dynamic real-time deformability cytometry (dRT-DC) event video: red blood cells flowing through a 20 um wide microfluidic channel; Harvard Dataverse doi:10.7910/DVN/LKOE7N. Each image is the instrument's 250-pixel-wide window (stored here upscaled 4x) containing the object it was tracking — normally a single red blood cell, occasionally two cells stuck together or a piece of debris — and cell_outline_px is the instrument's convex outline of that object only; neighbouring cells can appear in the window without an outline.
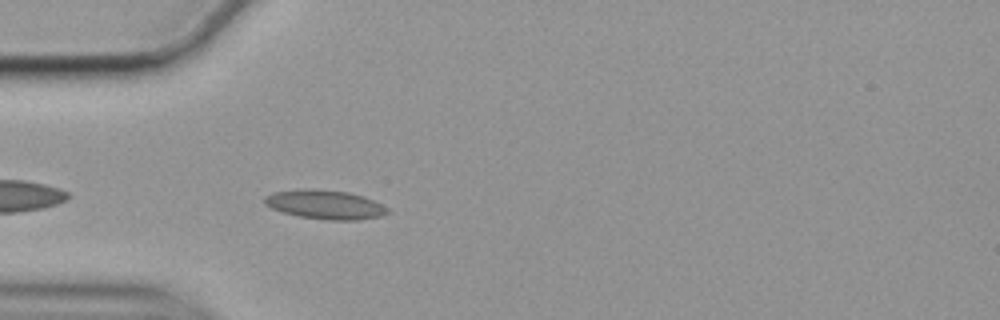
{"species": "common noctule bat (a hibernating species)", "species_latin": "Nyctalus noctula", "temperature_condition": "cold", "stored_images_in_passage": 43, "camera_frame_rate_fps": 3000, "um_per_image_px": 0.085, "animal": {"sex": "female", "body_mass_g": 19.9}, "frame": {"image": 1, "passage_image": 3, "time_ms": 0.667, "image_size_px": [1000, 320], "cell_outline_px": [[392, 212], [380, 216], [360, 220], [328, 220], [300, 216], [284, 212], [272, 208], [264, 204], [264, 200], [272, 192], [304, 188], [312, 188], [348, 192], [364, 196], [388, 208]], "centroid_in_image_um": [27.66, 17.38], "position_along_channel_um": 57.3, "area_um2": 20.81}}
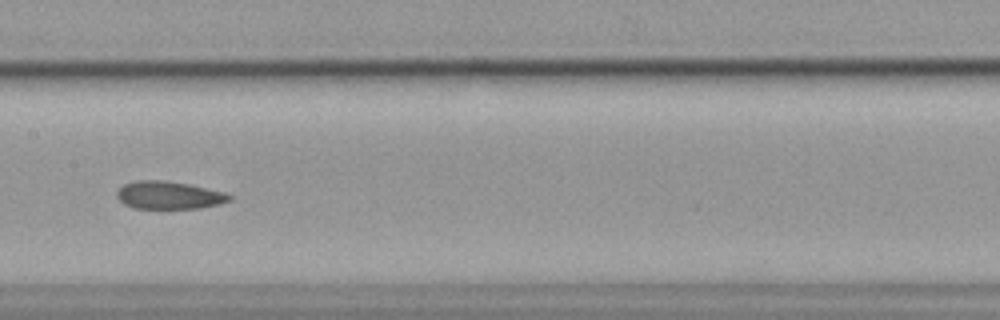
{"frame": {"image": 2, "passage_image": 15, "time_ms": 4.667, "image_size_px": [1000, 320], "cell_outline_px": [[232, 200], [220, 204], [200, 208], [132, 208], [124, 204], [116, 196], [116, 192], [124, 184], [136, 180], [160, 180], [188, 184], [224, 192], [232, 196]], "centroid_in_image_um": [14.35, 16.59], "position_along_channel_um": 193.0, "area_um2": 18.15}}
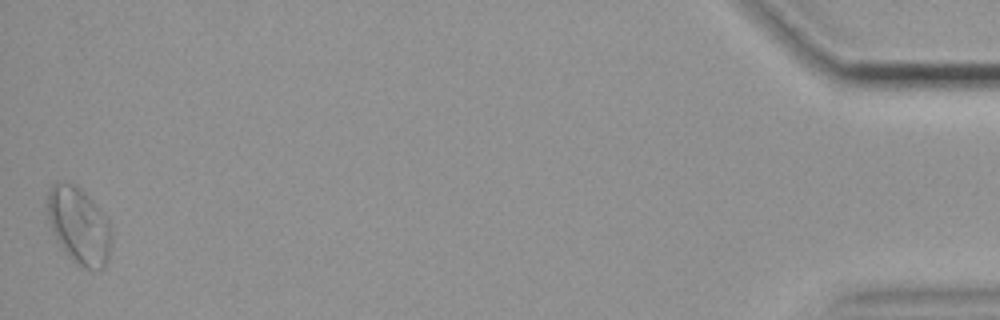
{"frame": {"image": 3, "passage_image": 43, "time_ms": 14.0, "image_size_px": [1000, 320], "cell_outline_px": [[112, 244], [108, 260], [104, 268], [80, 268], [64, 252], [56, 240], [48, 220], [48, 188], [56, 180], [60, 180], [76, 184], [92, 200], [108, 220], [112, 228]], "centroid_in_image_um": [6.72, 19.17], "position_along_channel_um": 428.5, "area_um2": 29.13}, "authors_computed_cell_mechanics": {"area_um2": 19.4208, "velocity_mm_per_s": 3.5043, "shape_relaxation_time_tau1_ms": null, "shape_relaxation_time_tau2_ms": 2.1145, "deformation_change_tau1": null, "deformation_change_tau2": 0.0592}}